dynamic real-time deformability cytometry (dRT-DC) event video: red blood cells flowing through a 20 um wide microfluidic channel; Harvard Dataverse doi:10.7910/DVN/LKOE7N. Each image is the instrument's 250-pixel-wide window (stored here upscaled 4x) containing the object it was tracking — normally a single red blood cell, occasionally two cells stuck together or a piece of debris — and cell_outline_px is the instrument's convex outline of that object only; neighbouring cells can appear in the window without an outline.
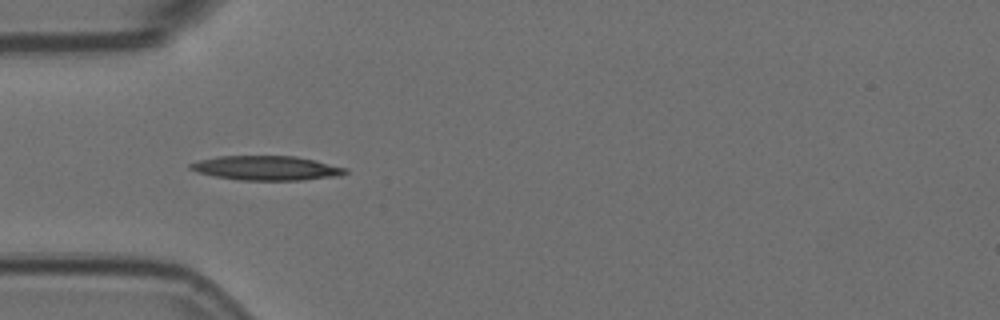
{"species": "Egyptian fruit bat (a non-hibernating species)", "species_latin": "Rousettus aegyptiacus", "temperature_condition": "room temperature", "stored_images_in_passage": 6, "camera_frame_rate_fps": 3000, "um_per_image_px": 0.085, "animal": {"sex": "female"}, "frame": {"image": 1, "passage_image": 4, "time_ms": 1.0, "image_size_px": [1000, 320], "cell_outline_px": [[348, 172], [340, 176], [304, 180], [240, 180], [216, 176], [196, 172], [188, 168], [188, 164], [200, 160], [216, 156], [296, 156], [316, 160], [348, 168]], "centroid_in_image_um": [22.68, 14.28], "position_along_channel_um": 62.3, "area_um2": 22.2}}
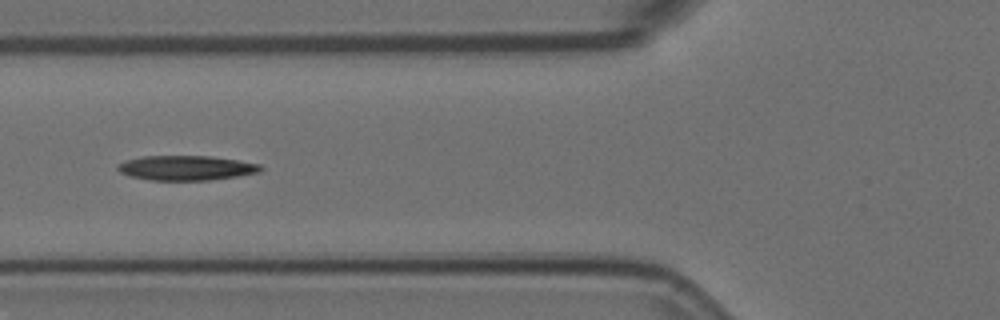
{"frame": {"image": 2, "passage_image": 5, "time_ms": 1.333, "image_size_px": [1000, 320], "cell_outline_px": [[264, 168], [260, 172], [236, 176], [208, 180], [148, 180], [128, 176], [120, 172], [116, 168], [116, 164], [128, 160], [144, 156], [212, 156], [260, 164]], "centroid_in_image_um": [15.8, 14.27], "position_along_channel_um": 110.0, "area_um2": 20.58}}
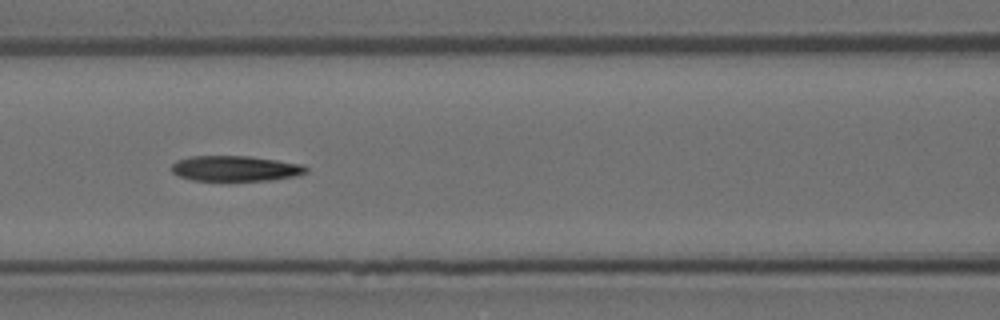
{"frame": {"image": 3, "passage_image": 6, "time_ms": 1.667, "image_size_px": [1000, 320], "cell_outline_px": [[308, 172], [300, 176], [272, 180], [192, 180], [180, 176], [172, 172], [172, 164], [176, 160], [192, 156], [248, 156], [276, 160], [300, 164], [308, 168]], "centroid_in_image_um": [20.04, 14.32], "position_along_channel_um": 146.6, "area_um2": 19.88}}